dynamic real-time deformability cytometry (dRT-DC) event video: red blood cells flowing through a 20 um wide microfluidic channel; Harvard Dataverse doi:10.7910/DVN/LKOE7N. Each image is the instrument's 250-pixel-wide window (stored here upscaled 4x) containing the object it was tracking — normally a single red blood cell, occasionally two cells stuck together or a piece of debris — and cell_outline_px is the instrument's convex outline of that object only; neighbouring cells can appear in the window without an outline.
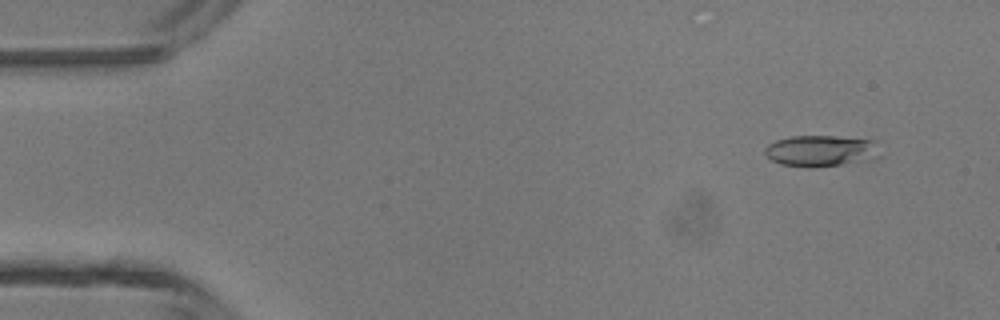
{"species": "common noctule bat (a hibernating species)", "species_latin": "Nyctalus noctula", "temperature_condition": "room temperature", "stored_images_in_passage": 47, "camera_frame_rate_fps": 3000, "um_per_image_px": 0.085, "animal": {"sex": "male", "body_mass_g": 13.3}, "frame": {"image": 1, "passage_image": 4, "time_ms": 1.0, "image_size_px": [1000, 320], "cell_outline_px": [[880, 156], [872, 160], [812, 168], [808, 168], [780, 164], [772, 160], [764, 152], [764, 148], [768, 144], [776, 140], [792, 136], [832, 136], [872, 140]], "centroid_in_image_um": [69.74, 12.84], "position_along_channel_um": 15.3, "area_um2": 20.92}}
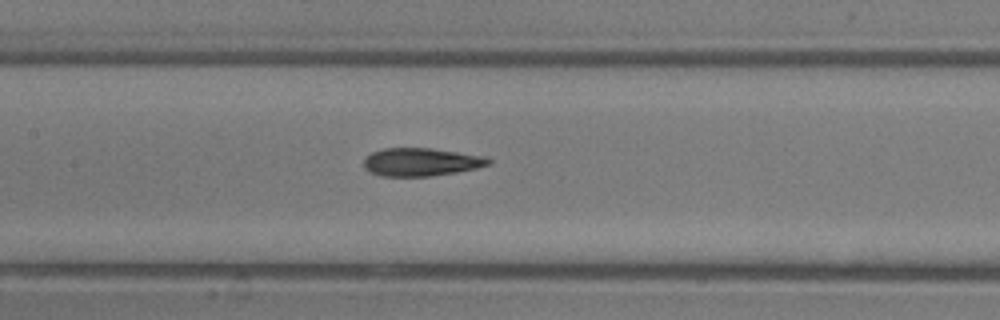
{"frame": {"image": 2, "passage_image": 22, "time_ms": 7.0, "image_size_px": [1000, 320], "cell_outline_px": [[492, 164], [476, 168], [456, 172], [428, 176], [380, 176], [364, 168], [364, 160], [372, 152], [384, 148], [432, 148], [488, 156], [492, 160]], "centroid_in_image_um": [35.85, 13.76], "position_along_channel_um": 171.5, "area_um2": 20.46}}
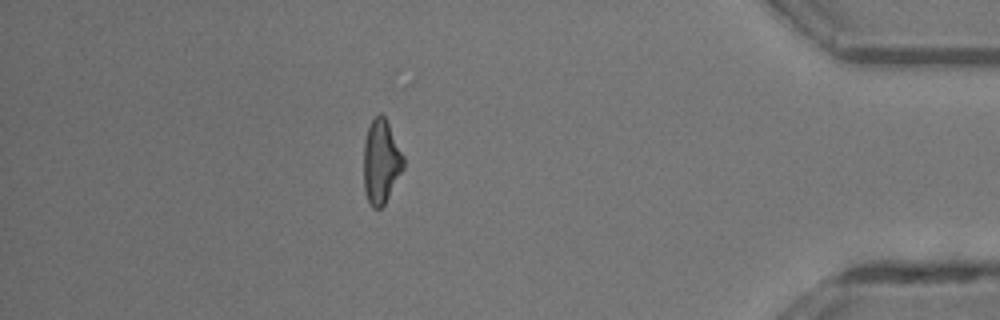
{"frame": {"image": 3, "passage_image": 41, "time_ms": 13.333, "image_size_px": [1000, 320], "cell_outline_px": [[404, 168], [384, 204], [380, 208], [372, 208], [364, 192], [364, 140], [368, 128], [372, 120], [380, 112], [384, 116], [404, 156]], "centroid_in_image_um": [32.38, 13.75], "position_along_channel_um": 402.8, "area_um2": 19.31}, "authors_computed_cell_mechanics": {"area_um2": 20.1722, "velocity_mm_per_s": 4.3831, "shape_relaxation_time_tau1_ms": 9.6408, "shape_relaxation_time_tau2_ms": 1.8957, "deformation_change_tau1": 0.2696, "deformation_change_tau2": 0.1169}}